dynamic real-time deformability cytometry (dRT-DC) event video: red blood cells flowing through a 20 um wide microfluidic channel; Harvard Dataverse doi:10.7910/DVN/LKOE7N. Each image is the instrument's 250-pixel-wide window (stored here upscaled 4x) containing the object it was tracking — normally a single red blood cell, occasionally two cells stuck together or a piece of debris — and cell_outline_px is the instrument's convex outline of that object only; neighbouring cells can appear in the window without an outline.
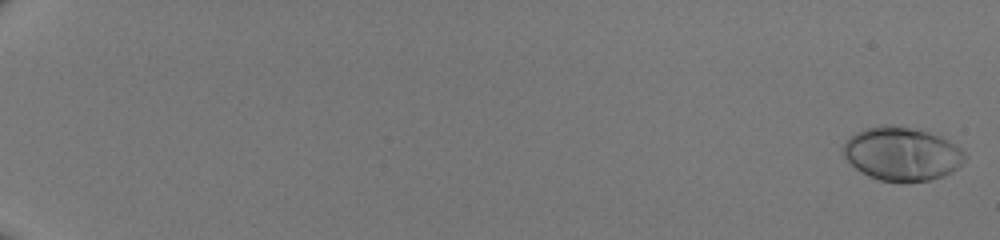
{"species": "human", "species_latin": "Homo sapiens", "temperature_condition": "room temperature", "stored_images_in_passage": 51, "camera_frame_rate_fps": 3000, "um_per_image_px": 0.085, "donor": {"sex": "male"}, "frame": {"image": 1, "passage_image": 1, "time_ms": 0.0, "image_size_px": [1000, 240], "cell_outline_px": [[968, 156], [964, 164], [952, 172], [944, 176], [932, 180], [908, 184], [904, 184], [880, 180], [868, 176], [860, 172], [844, 156], [844, 140], [848, 136], [864, 128], [884, 124], [892, 124], [928, 132], [940, 136], [956, 144]], "centroid_in_image_um": [76.69, 13.1], "position_along_channel_um": 8.3, "area_um2": 38.84}}
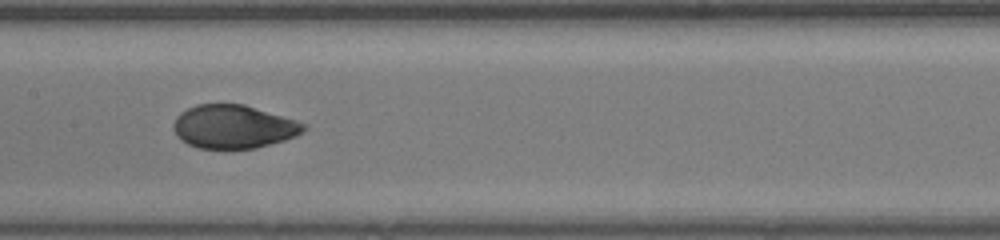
{"frame": {"image": 2, "passage_image": 30, "time_ms": 9.667, "image_size_px": [1000, 240], "cell_outline_px": [[308, 128], [304, 132], [296, 136], [284, 140], [256, 148], [196, 148], [180, 140], [176, 136], [172, 128], [172, 124], [176, 116], [180, 112], [196, 104], [244, 104], [296, 120], [308, 124]], "centroid_in_image_um": [19.84, 10.76], "position_along_channel_um": 187.6, "area_um2": 33.23}}
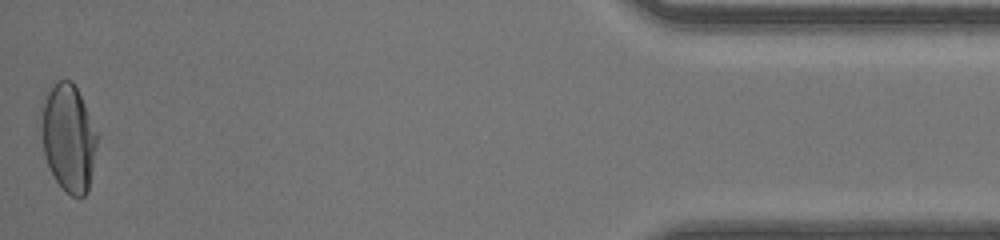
{"frame": {"image": 3, "passage_image": 51, "time_ms": 16.667, "image_size_px": [1000, 240], "cell_outline_px": [[100, 136], [88, 192], [84, 196], [72, 196], [64, 192], [56, 180], [48, 164], [44, 152], [36, 120], [36, 116], [44, 92], [56, 80], [72, 80]], "centroid_in_image_um": [5.77, 11.65], "position_along_channel_um": 429.4, "area_um2": 36.59}}